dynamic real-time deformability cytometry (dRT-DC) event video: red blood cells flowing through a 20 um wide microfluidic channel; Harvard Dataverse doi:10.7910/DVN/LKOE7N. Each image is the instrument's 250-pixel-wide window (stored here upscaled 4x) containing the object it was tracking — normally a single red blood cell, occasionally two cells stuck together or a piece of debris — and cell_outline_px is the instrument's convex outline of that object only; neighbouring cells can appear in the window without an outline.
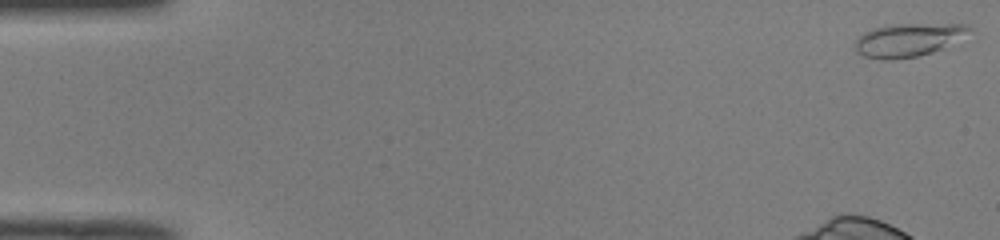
{"species": "common noctule bat (a hibernating species)", "species_latin": "Nyctalus noctula", "temperature_condition": "room temperature", "stored_images_in_passage": 45, "camera_frame_rate_fps": 3000, "um_per_image_px": 0.085, "animal": {"sex": "male", "body_mass_g": 19.0, "forearm_length_mm": 50.8}, "frame": {"image": 1, "passage_image": 1, "time_ms": 0.0, "image_size_px": [1000, 240], "cell_outline_px": [[972, 28], [940, 48], [932, 52], [916, 56], [864, 56], [856, 52], [856, 40], [860, 36], [876, 28], [888, 24], [964, 24]], "centroid_in_image_um": [77.17, 3.33], "position_along_channel_um": 7.8, "area_um2": 20.35}}